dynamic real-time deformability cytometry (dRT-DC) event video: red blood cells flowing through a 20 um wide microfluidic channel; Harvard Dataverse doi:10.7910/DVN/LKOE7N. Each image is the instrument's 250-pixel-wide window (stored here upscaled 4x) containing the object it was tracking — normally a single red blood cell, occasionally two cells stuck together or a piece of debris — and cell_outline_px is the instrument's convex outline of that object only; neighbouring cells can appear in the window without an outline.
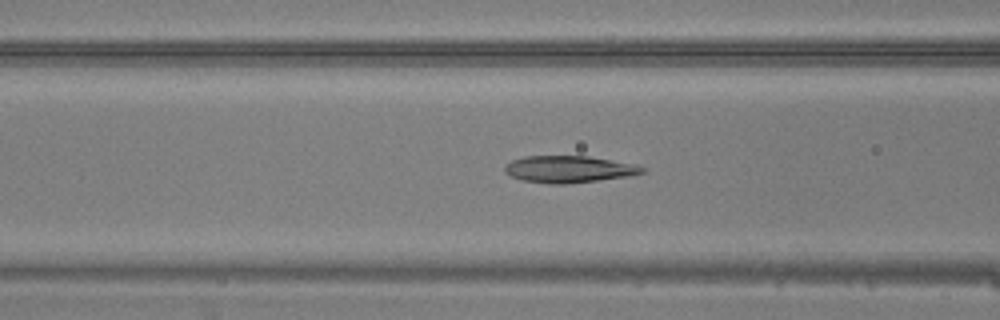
{"species": "common noctule bat (a hibernating species)", "species_latin": "Nyctalus noctula", "temperature_condition": "warm", "stored_images_in_passage": 45, "camera_frame_rate_fps": 3000, "um_per_image_px": 0.085, "animal": {"sex": "male", "body_mass_g": 20.5, "forearm_length_mm": 52.5}, "frame": {"image": 1, "passage_image": 19, "time_ms": 6.0, "image_size_px": [1000, 320], "cell_outline_px": [[644, 172], [632, 176], [564, 184], [548, 184], [520, 180], [504, 172], [504, 168], [512, 160], [524, 156], [588, 156], [636, 164], [644, 168]], "centroid_in_image_um": [48.36, 14.38], "position_along_channel_um": 118.2, "area_um2": 21.56}}
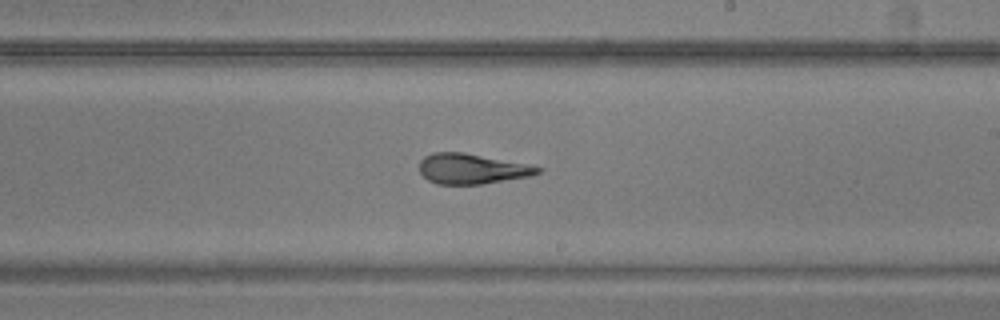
{"frame": {"image": 2, "passage_image": 28, "time_ms": 9.0, "image_size_px": [1000, 320], "cell_outline_px": [[544, 168], [540, 172], [532, 176], [484, 184], [436, 184], [428, 180], [420, 172], [420, 160], [424, 156], [432, 152], [464, 152], [528, 164]], "centroid_in_image_um": [40.12, 14.35], "position_along_channel_um": 248.9, "area_um2": 21.04}}
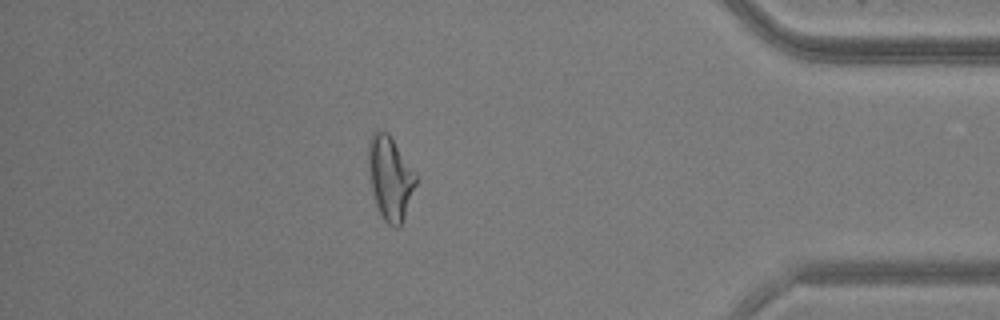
{"frame": {"image": 3, "passage_image": 41, "time_ms": 13.333, "image_size_px": [1000, 320], "cell_outline_px": [[416, 184], [400, 228], [392, 228], [384, 220], [376, 204], [372, 188], [368, 168], [368, 140], [372, 132], [380, 128], [388, 132], [416, 176]], "centroid_in_image_um": [33.13, 15.11], "position_along_channel_um": 402.1, "area_um2": 22.89}}